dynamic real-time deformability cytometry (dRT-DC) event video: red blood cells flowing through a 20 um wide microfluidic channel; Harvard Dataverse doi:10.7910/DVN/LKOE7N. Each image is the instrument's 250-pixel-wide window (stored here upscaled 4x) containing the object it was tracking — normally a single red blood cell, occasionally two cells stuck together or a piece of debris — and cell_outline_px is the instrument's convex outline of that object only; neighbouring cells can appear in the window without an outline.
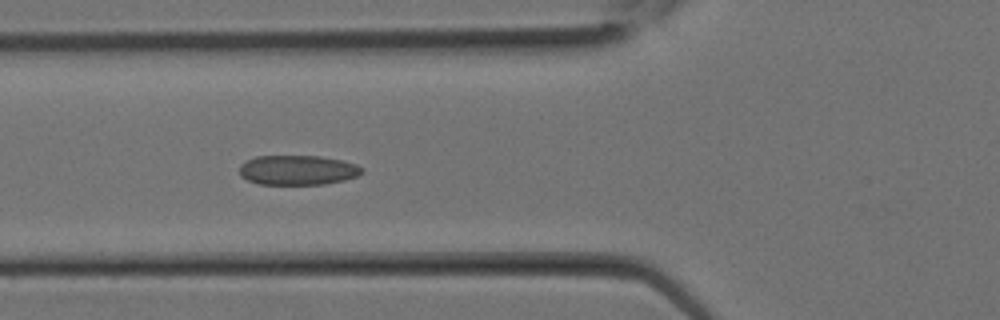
{"species": "Egyptian fruit bat (a non-hibernating species)", "species_latin": "Rousettus aegyptiacus", "temperature_condition": "room temperature", "stored_images_in_passage": 12, "camera_frame_rate_fps": 3000, "um_per_image_px": 0.085, "animal": {"sex": "female"}, "frame": {"image": 1, "passage_image": 9, "time_ms": 2.667, "image_size_px": [1000, 320], "cell_outline_px": [[364, 172], [356, 176], [344, 180], [324, 184], [260, 184], [248, 180], [240, 176], [240, 164], [256, 156], [320, 156], [340, 160], [356, 164], [364, 168]], "centroid_in_image_um": [25.31, 14.45], "position_along_channel_um": 100.5, "area_um2": 21.15}}
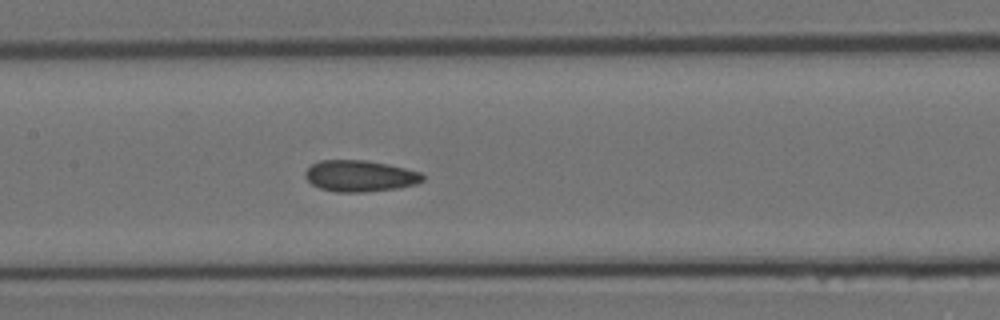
{"frame": {"image": 2, "passage_image": 12, "time_ms": 3.667, "image_size_px": [1000, 320], "cell_outline_px": [[424, 180], [416, 184], [396, 188], [364, 192], [336, 192], [320, 188], [312, 184], [304, 176], [304, 172], [312, 164], [320, 160], [364, 160], [388, 164], [420, 172], [424, 176]], "centroid_in_image_um": [30.58, 14.95], "position_along_channel_um": 176.8, "area_um2": 21.39}}